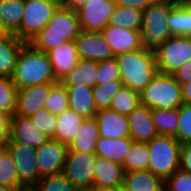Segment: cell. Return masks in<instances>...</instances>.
Returning a JSON list of instances; mask_svg holds the SVG:
<instances>
[{"mask_svg":"<svg viewBox=\"0 0 191 191\" xmlns=\"http://www.w3.org/2000/svg\"><path fill=\"white\" fill-rule=\"evenodd\" d=\"M11 80L17 89L44 83H57L46 52L25 43L17 57Z\"/></svg>","mask_w":191,"mask_h":191,"instance_id":"obj_1","label":"cell"},{"mask_svg":"<svg viewBox=\"0 0 191 191\" xmlns=\"http://www.w3.org/2000/svg\"><path fill=\"white\" fill-rule=\"evenodd\" d=\"M80 32L81 28L77 12L61 6L30 44L34 48L47 53L60 44L69 40H75Z\"/></svg>","mask_w":191,"mask_h":191,"instance_id":"obj_2","label":"cell"},{"mask_svg":"<svg viewBox=\"0 0 191 191\" xmlns=\"http://www.w3.org/2000/svg\"><path fill=\"white\" fill-rule=\"evenodd\" d=\"M123 85L141 92L157 75L154 51L141 48L116 56Z\"/></svg>","mask_w":191,"mask_h":191,"instance_id":"obj_3","label":"cell"},{"mask_svg":"<svg viewBox=\"0 0 191 191\" xmlns=\"http://www.w3.org/2000/svg\"><path fill=\"white\" fill-rule=\"evenodd\" d=\"M140 103L152 110L178 109L183 103L181 85L169 74L157 73L141 91Z\"/></svg>","mask_w":191,"mask_h":191,"instance_id":"obj_4","label":"cell"},{"mask_svg":"<svg viewBox=\"0 0 191 191\" xmlns=\"http://www.w3.org/2000/svg\"><path fill=\"white\" fill-rule=\"evenodd\" d=\"M148 143V170L164 182L180 169L181 144L175 137L158 135Z\"/></svg>","mask_w":191,"mask_h":191,"instance_id":"obj_5","label":"cell"},{"mask_svg":"<svg viewBox=\"0 0 191 191\" xmlns=\"http://www.w3.org/2000/svg\"><path fill=\"white\" fill-rule=\"evenodd\" d=\"M172 4L166 0H158L143 11V25L140 30L143 48L155 51L161 43L172 37L167 22Z\"/></svg>","mask_w":191,"mask_h":191,"instance_id":"obj_6","label":"cell"},{"mask_svg":"<svg viewBox=\"0 0 191 191\" xmlns=\"http://www.w3.org/2000/svg\"><path fill=\"white\" fill-rule=\"evenodd\" d=\"M158 73L172 75L191 60V37L172 36L154 51Z\"/></svg>","mask_w":191,"mask_h":191,"instance_id":"obj_7","label":"cell"},{"mask_svg":"<svg viewBox=\"0 0 191 191\" xmlns=\"http://www.w3.org/2000/svg\"><path fill=\"white\" fill-rule=\"evenodd\" d=\"M61 6L41 1L25 0L20 28L14 35L20 41L30 43Z\"/></svg>","mask_w":191,"mask_h":191,"instance_id":"obj_8","label":"cell"},{"mask_svg":"<svg viewBox=\"0 0 191 191\" xmlns=\"http://www.w3.org/2000/svg\"><path fill=\"white\" fill-rule=\"evenodd\" d=\"M95 153L67 151L62 174L79 190L94 188Z\"/></svg>","mask_w":191,"mask_h":191,"instance_id":"obj_9","label":"cell"},{"mask_svg":"<svg viewBox=\"0 0 191 191\" xmlns=\"http://www.w3.org/2000/svg\"><path fill=\"white\" fill-rule=\"evenodd\" d=\"M5 148L11 154L21 188L34 187L41 179L37 167L36 149L28 145L9 141Z\"/></svg>","mask_w":191,"mask_h":191,"instance_id":"obj_10","label":"cell"},{"mask_svg":"<svg viewBox=\"0 0 191 191\" xmlns=\"http://www.w3.org/2000/svg\"><path fill=\"white\" fill-rule=\"evenodd\" d=\"M115 7V0H88L76 10L81 31L102 32Z\"/></svg>","mask_w":191,"mask_h":191,"instance_id":"obj_11","label":"cell"},{"mask_svg":"<svg viewBox=\"0 0 191 191\" xmlns=\"http://www.w3.org/2000/svg\"><path fill=\"white\" fill-rule=\"evenodd\" d=\"M68 145L49 139L36 149L37 167L40 177L57 175L63 172Z\"/></svg>","mask_w":191,"mask_h":191,"instance_id":"obj_12","label":"cell"},{"mask_svg":"<svg viewBox=\"0 0 191 191\" xmlns=\"http://www.w3.org/2000/svg\"><path fill=\"white\" fill-rule=\"evenodd\" d=\"M77 54L81 60L101 62L115 58L111 46L101 32H84L75 38Z\"/></svg>","mask_w":191,"mask_h":191,"instance_id":"obj_13","label":"cell"},{"mask_svg":"<svg viewBox=\"0 0 191 191\" xmlns=\"http://www.w3.org/2000/svg\"><path fill=\"white\" fill-rule=\"evenodd\" d=\"M56 83H44L17 90L15 114L30 117L38 110L45 108L51 88Z\"/></svg>","mask_w":191,"mask_h":191,"instance_id":"obj_14","label":"cell"},{"mask_svg":"<svg viewBox=\"0 0 191 191\" xmlns=\"http://www.w3.org/2000/svg\"><path fill=\"white\" fill-rule=\"evenodd\" d=\"M50 138L35 126L30 117L14 114L10 123L9 141L19 142L32 148H39Z\"/></svg>","mask_w":191,"mask_h":191,"instance_id":"obj_15","label":"cell"},{"mask_svg":"<svg viewBox=\"0 0 191 191\" xmlns=\"http://www.w3.org/2000/svg\"><path fill=\"white\" fill-rule=\"evenodd\" d=\"M101 33L111 46L115 57L143 48L141 46L140 30H131L107 24Z\"/></svg>","mask_w":191,"mask_h":191,"instance_id":"obj_16","label":"cell"},{"mask_svg":"<svg viewBox=\"0 0 191 191\" xmlns=\"http://www.w3.org/2000/svg\"><path fill=\"white\" fill-rule=\"evenodd\" d=\"M129 137L134 142H150L159 134L152 121V109L139 105L127 116Z\"/></svg>","mask_w":191,"mask_h":191,"instance_id":"obj_17","label":"cell"},{"mask_svg":"<svg viewBox=\"0 0 191 191\" xmlns=\"http://www.w3.org/2000/svg\"><path fill=\"white\" fill-rule=\"evenodd\" d=\"M53 74L60 81L79 61L75 40H69L47 52Z\"/></svg>","mask_w":191,"mask_h":191,"instance_id":"obj_18","label":"cell"},{"mask_svg":"<svg viewBox=\"0 0 191 191\" xmlns=\"http://www.w3.org/2000/svg\"><path fill=\"white\" fill-rule=\"evenodd\" d=\"M94 118L98 123V133L100 137L113 139L129 137L127 116L106 108L99 109Z\"/></svg>","mask_w":191,"mask_h":191,"instance_id":"obj_19","label":"cell"},{"mask_svg":"<svg viewBox=\"0 0 191 191\" xmlns=\"http://www.w3.org/2000/svg\"><path fill=\"white\" fill-rule=\"evenodd\" d=\"M94 188H116L122 186V165L97 157L94 165Z\"/></svg>","mask_w":191,"mask_h":191,"instance_id":"obj_20","label":"cell"},{"mask_svg":"<svg viewBox=\"0 0 191 191\" xmlns=\"http://www.w3.org/2000/svg\"><path fill=\"white\" fill-rule=\"evenodd\" d=\"M67 89L69 108L84 118H94L98 111L93 100L91 86H65Z\"/></svg>","mask_w":191,"mask_h":191,"instance_id":"obj_21","label":"cell"},{"mask_svg":"<svg viewBox=\"0 0 191 191\" xmlns=\"http://www.w3.org/2000/svg\"><path fill=\"white\" fill-rule=\"evenodd\" d=\"M133 142L130 137L113 139L99 136L94 153L99 158L111 160L122 165L124 157L130 150Z\"/></svg>","mask_w":191,"mask_h":191,"instance_id":"obj_22","label":"cell"},{"mask_svg":"<svg viewBox=\"0 0 191 191\" xmlns=\"http://www.w3.org/2000/svg\"><path fill=\"white\" fill-rule=\"evenodd\" d=\"M24 44L11 33L0 37V77L11 78L17 57Z\"/></svg>","mask_w":191,"mask_h":191,"instance_id":"obj_23","label":"cell"},{"mask_svg":"<svg viewBox=\"0 0 191 191\" xmlns=\"http://www.w3.org/2000/svg\"><path fill=\"white\" fill-rule=\"evenodd\" d=\"M122 187L128 191H164V181L149 170L124 172Z\"/></svg>","mask_w":191,"mask_h":191,"instance_id":"obj_24","label":"cell"},{"mask_svg":"<svg viewBox=\"0 0 191 191\" xmlns=\"http://www.w3.org/2000/svg\"><path fill=\"white\" fill-rule=\"evenodd\" d=\"M99 138L98 123L95 118H85L76 137L69 143L68 150L94 153Z\"/></svg>","mask_w":191,"mask_h":191,"instance_id":"obj_25","label":"cell"},{"mask_svg":"<svg viewBox=\"0 0 191 191\" xmlns=\"http://www.w3.org/2000/svg\"><path fill=\"white\" fill-rule=\"evenodd\" d=\"M98 69V62L91 60L79 59L75 67H73L67 75H65L60 82L64 86H95L96 74Z\"/></svg>","mask_w":191,"mask_h":191,"instance_id":"obj_26","label":"cell"},{"mask_svg":"<svg viewBox=\"0 0 191 191\" xmlns=\"http://www.w3.org/2000/svg\"><path fill=\"white\" fill-rule=\"evenodd\" d=\"M56 117L57 127L55 131V140L69 145V143L76 137L78 129L85 118L70 108L66 109Z\"/></svg>","mask_w":191,"mask_h":191,"instance_id":"obj_27","label":"cell"},{"mask_svg":"<svg viewBox=\"0 0 191 191\" xmlns=\"http://www.w3.org/2000/svg\"><path fill=\"white\" fill-rule=\"evenodd\" d=\"M167 22L172 36L191 37V7L188 4H172Z\"/></svg>","mask_w":191,"mask_h":191,"instance_id":"obj_28","label":"cell"},{"mask_svg":"<svg viewBox=\"0 0 191 191\" xmlns=\"http://www.w3.org/2000/svg\"><path fill=\"white\" fill-rule=\"evenodd\" d=\"M24 7L25 0H0V19L8 33L19 30Z\"/></svg>","mask_w":191,"mask_h":191,"instance_id":"obj_29","label":"cell"},{"mask_svg":"<svg viewBox=\"0 0 191 191\" xmlns=\"http://www.w3.org/2000/svg\"><path fill=\"white\" fill-rule=\"evenodd\" d=\"M149 149L148 143L133 142L130 150L124 157L122 168L124 172L148 170Z\"/></svg>","mask_w":191,"mask_h":191,"instance_id":"obj_30","label":"cell"},{"mask_svg":"<svg viewBox=\"0 0 191 191\" xmlns=\"http://www.w3.org/2000/svg\"><path fill=\"white\" fill-rule=\"evenodd\" d=\"M140 104V93L123 85L113 96L109 109L128 116Z\"/></svg>","mask_w":191,"mask_h":191,"instance_id":"obj_31","label":"cell"},{"mask_svg":"<svg viewBox=\"0 0 191 191\" xmlns=\"http://www.w3.org/2000/svg\"><path fill=\"white\" fill-rule=\"evenodd\" d=\"M178 109H154L152 121L159 135L175 137L178 128Z\"/></svg>","mask_w":191,"mask_h":191,"instance_id":"obj_32","label":"cell"},{"mask_svg":"<svg viewBox=\"0 0 191 191\" xmlns=\"http://www.w3.org/2000/svg\"><path fill=\"white\" fill-rule=\"evenodd\" d=\"M108 24L131 30H141L143 25V11L116 5Z\"/></svg>","mask_w":191,"mask_h":191,"instance_id":"obj_33","label":"cell"},{"mask_svg":"<svg viewBox=\"0 0 191 191\" xmlns=\"http://www.w3.org/2000/svg\"><path fill=\"white\" fill-rule=\"evenodd\" d=\"M0 185L20 190V181L11 154L6 148L0 151Z\"/></svg>","mask_w":191,"mask_h":191,"instance_id":"obj_34","label":"cell"},{"mask_svg":"<svg viewBox=\"0 0 191 191\" xmlns=\"http://www.w3.org/2000/svg\"><path fill=\"white\" fill-rule=\"evenodd\" d=\"M122 86V80H112L101 85L93 86V100L97 110L109 108L113 96Z\"/></svg>","mask_w":191,"mask_h":191,"instance_id":"obj_35","label":"cell"},{"mask_svg":"<svg viewBox=\"0 0 191 191\" xmlns=\"http://www.w3.org/2000/svg\"><path fill=\"white\" fill-rule=\"evenodd\" d=\"M68 108L67 89L60 81H58L51 88V92L45 102V109L57 116Z\"/></svg>","mask_w":191,"mask_h":191,"instance_id":"obj_36","label":"cell"},{"mask_svg":"<svg viewBox=\"0 0 191 191\" xmlns=\"http://www.w3.org/2000/svg\"><path fill=\"white\" fill-rule=\"evenodd\" d=\"M17 90L11 78L0 77V112L15 114Z\"/></svg>","mask_w":191,"mask_h":191,"instance_id":"obj_37","label":"cell"},{"mask_svg":"<svg viewBox=\"0 0 191 191\" xmlns=\"http://www.w3.org/2000/svg\"><path fill=\"white\" fill-rule=\"evenodd\" d=\"M34 188L36 191H79L62 173L42 177Z\"/></svg>","mask_w":191,"mask_h":191,"instance_id":"obj_38","label":"cell"},{"mask_svg":"<svg viewBox=\"0 0 191 191\" xmlns=\"http://www.w3.org/2000/svg\"><path fill=\"white\" fill-rule=\"evenodd\" d=\"M33 124L45 133L50 139H55L57 117L43 108L30 116Z\"/></svg>","mask_w":191,"mask_h":191,"instance_id":"obj_39","label":"cell"},{"mask_svg":"<svg viewBox=\"0 0 191 191\" xmlns=\"http://www.w3.org/2000/svg\"><path fill=\"white\" fill-rule=\"evenodd\" d=\"M178 110V128L175 138L182 145L191 142V105L182 104Z\"/></svg>","mask_w":191,"mask_h":191,"instance_id":"obj_40","label":"cell"},{"mask_svg":"<svg viewBox=\"0 0 191 191\" xmlns=\"http://www.w3.org/2000/svg\"><path fill=\"white\" fill-rule=\"evenodd\" d=\"M95 77L96 85H101L112 80H121L119 65L116 57L98 62V69Z\"/></svg>","mask_w":191,"mask_h":191,"instance_id":"obj_41","label":"cell"},{"mask_svg":"<svg viewBox=\"0 0 191 191\" xmlns=\"http://www.w3.org/2000/svg\"><path fill=\"white\" fill-rule=\"evenodd\" d=\"M164 191H191V174L179 169L164 182Z\"/></svg>","mask_w":191,"mask_h":191,"instance_id":"obj_42","label":"cell"},{"mask_svg":"<svg viewBox=\"0 0 191 191\" xmlns=\"http://www.w3.org/2000/svg\"><path fill=\"white\" fill-rule=\"evenodd\" d=\"M11 116L8 113L0 112V147L5 148L10 138Z\"/></svg>","mask_w":191,"mask_h":191,"instance_id":"obj_43","label":"cell"},{"mask_svg":"<svg viewBox=\"0 0 191 191\" xmlns=\"http://www.w3.org/2000/svg\"><path fill=\"white\" fill-rule=\"evenodd\" d=\"M158 0H115L117 6L144 11Z\"/></svg>","mask_w":191,"mask_h":191,"instance_id":"obj_44","label":"cell"},{"mask_svg":"<svg viewBox=\"0 0 191 191\" xmlns=\"http://www.w3.org/2000/svg\"><path fill=\"white\" fill-rule=\"evenodd\" d=\"M180 169L191 174V142L181 146Z\"/></svg>","mask_w":191,"mask_h":191,"instance_id":"obj_45","label":"cell"},{"mask_svg":"<svg viewBox=\"0 0 191 191\" xmlns=\"http://www.w3.org/2000/svg\"><path fill=\"white\" fill-rule=\"evenodd\" d=\"M172 75L180 85L191 82V60L184 63Z\"/></svg>","mask_w":191,"mask_h":191,"instance_id":"obj_46","label":"cell"},{"mask_svg":"<svg viewBox=\"0 0 191 191\" xmlns=\"http://www.w3.org/2000/svg\"><path fill=\"white\" fill-rule=\"evenodd\" d=\"M181 93L183 103L191 105V82L181 84Z\"/></svg>","mask_w":191,"mask_h":191,"instance_id":"obj_47","label":"cell"},{"mask_svg":"<svg viewBox=\"0 0 191 191\" xmlns=\"http://www.w3.org/2000/svg\"><path fill=\"white\" fill-rule=\"evenodd\" d=\"M87 1L88 0H63L62 6L76 11L78 8L84 5Z\"/></svg>","mask_w":191,"mask_h":191,"instance_id":"obj_48","label":"cell"},{"mask_svg":"<svg viewBox=\"0 0 191 191\" xmlns=\"http://www.w3.org/2000/svg\"><path fill=\"white\" fill-rule=\"evenodd\" d=\"M96 191H122V186L116 188H94Z\"/></svg>","mask_w":191,"mask_h":191,"instance_id":"obj_49","label":"cell"},{"mask_svg":"<svg viewBox=\"0 0 191 191\" xmlns=\"http://www.w3.org/2000/svg\"><path fill=\"white\" fill-rule=\"evenodd\" d=\"M33 1H41V2L51 3L55 5H62L63 3V0H33Z\"/></svg>","mask_w":191,"mask_h":191,"instance_id":"obj_50","label":"cell"},{"mask_svg":"<svg viewBox=\"0 0 191 191\" xmlns=\"http://www.w3.org/2000/svg\"><path fill=\"white\" fill-rule=\"evenodd\" d=\"M173 4H187L190 0H166Z\"/></svg>","mask_w":191,"mask_h":191,"instance_id":"obj_51","label":"cell"},{"mask_svg":"<svg viewBox=\"0 0 191 191\" xmlns=\"http://www.w3.org/2000/svg\"><path fill=\"white\" fill-rule=\"evenodd\" d=\"M9 33L6 31V29L3 27L2 23H1V19H0V37L2 36H6Z\"/></svg>","mask_w":191,"mask_h":191,"instance_id":"obj_52","label":"cell"},{"mask_svg":"<svg viewBox=\"0 0 191 191\" xmlns=\"http://www.w3.org/2000/svg\"><path fill=\"white\" fill-rule=\"evenodd\" d=\"M0 191H18V190L15 188H10V187L0 185Z\"/></svg>","mask_w":191,"mask_h":191,"instance_id":"obj_53","label":"cell"},{"mask_svg":"<svg viewBox=\"0 0 191 191\" xmlns=\"http://www.w3.org/2000/svg\"><path fill=\"white\" fill-rule=\"evenodd\" d=\"M18 191H36L34 187H29V188H21Z\"/></svg>","mask_w":191,"mask_h":191,"instance_id":"obj_54","label":"cell"},{"mask_svg":"<svg viewBox=\"0 0 191 191\" xmlns=\"http://www.w3.org/2000/svg\"><path fill=\"white\" fill-rule=\"evenodd\" d=\"M79 191H96L94 188L92 189H84V190H79Z\"/></svg>","mask_w":191,"mask_h":191,"instance_id":"obj_55","label":"cell"},{"mask_svg":"<svg viewBox=\"0 0 191 191\" xmlns=\"http://www.w3.org/2000/svg\"><path fill=\"white\" fill-rule=\"evenodd\" d=\"M187 4L191 7V0Z\"/></svg>","mask_w":191,"mask_h":191,"instance_id":"obj_56","label":"cell"}]
</instances>
